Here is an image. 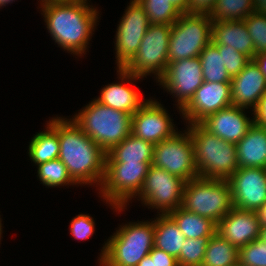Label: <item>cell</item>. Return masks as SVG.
<instances>
[{"label": "cell", "mask_w": 266, "mask_h": 266, "mask_svg": "<svg viewBox=\"0 0 266 266\" xmlns=\"http://www.w3.org/2000/svg\"><path fill=\"white\" fill-rule=\"evenodd\" d=\"M201 60L203 80L213 83H231V77L223 66L222 56L218 48L210 42L199 54Z\"/></svg>", "instance_id": "83f0119b"}, {"label": "cell", "mask_w": 266, "mask_h": 266, "mask_svg": "<svg viewBox=\"0 0 266 266\" xmlns=\"http://www.w3.org/2000/svg\"><path fill=\"white\" fill-rule=\"evenodd\" d=\"M192 137L198 175L227 180L238 168L236 144L220 139L201 123L187 128Z\"/></svg>", "instance_id": "3957f363"}, {"label": "cell", "mask_w": 266, "mask_h": 266, "mask_svg": "<svg viewBox=\"0 0 266 266\" xmlns=\"http://www.w3.org/2000/svg\"><path fill=\"white\" fill-rule=\"evenodd\" d=\"M243 112L244 108L232 105L208 115L200 123L220 139L237 144L254 123Z\"/></svg>", "instance_id": "d6986e66"}, {"label": "cell", "mask_w": 266, "mask_h": 266, "mask_svg": "<svg viewBox=\"0 0 266 266\" xmlns=\"http://www.w3.org/2000/svg\"><path fill=\"white\" fill-rule=\"evenodd\" d=\"M211 237L185 238L177 258L179 266H202L207 244Z\"/></svg>", "instance_id": "1f68e13d"}, {"label": "cell", "mask_w": 266, "mask_h": 266, "mask_svg": "<svg viewBox=\"0 0 266 266\" xmlns=\"http://www.w3.org/2000/svg\"><path fill=\"white\" fill-rule=\"evenodd\" d=\"M185 183L180 177L151 165L137 196L143 204L168 214L182 206Z\"/></svg>", "instance_id": "8fae6325"}, {"label": "cell", "mask_w": 266, "mask_h": 266, "mask_svg": "<svg viewBox=\"0 0 266 266\" xmlns=\"http://www.w3.org/2000/svg\"><path fill=\"white\" fill-rule=\"evenodd\" d=\"M222 56L223 66L227 69L230 77H234L242 71L246 64L251 60L242 52H238L231 46L215 45Z\"/></svg>", "instance_id": "e575fe53"}, {"label": "cell", "mask_w": 266, "mask_h": 266, "mask_svg": "<svg viewBox=\"0 0 266 266\" xmlns=\"http://www.w3.org/2000/svg\"><path fill=\"white\" fill-rule=\"evenodd\" d=\"M254 60L260 67L261 72L266 77V52L255 55Z\"/></svg>", "instance_id": "ab89813d"}, {"label": "cell", "mask_w": 266, "mask_h": 266, "mask_svg": "<svg viewBox=\"0 0 266 266\" xmlns=\"http://www.w3.org/2000/svg\"><path fill=\"white\" fill-rule=\"evenodd\" d=\"M137 266H154V260H152L151 256L148 254L140 260Z\"/></svg>", "instance_id": "ee69618b"}, {"label": "cell", "mask_w": 266, "mask_h": 266, "mask_svg": "<svg viewBox=\"0 0 266 266\" xmlns=\"http://www.w3.org/2000/svg\"><path fill=\"white\" fill-rule=\"evenodd\" d=\"M229 106H232L231 83L204 81L181 112L188 124H193Z\"/></svg>", "instance_id": "2e32d148"}, {"label": "cell", "mask_w": 266, "mask_h": 266, "mask_svg": "<svg viewBox=\"0 0 266 266\" xmlns=\"http://www.w3.org/2000/svg\"><path fill=\"white\" fill-rule=\"evenodd\" d=\"M239 168H266V128L253 123L236 144Z\"/></svg>", "instance_id": "44dd1931"}, {"label": "cell", "mask_w": 266, "mask_h": 266, "mask_svg": "<svg viewBox=\"0 0 266 266\" xmlns=\"http://www.w3.org/2000/svg\"><path fill=\"white\" fill-rule=\"evenodd\" d=\"M216 0H188V14L209 15Z\"/></svg>", "instance_id": "8d00e7d4"}, {"label": "cell", "mask_w": 266, "mask_h": 266, "mask_svg": "<svg viewBox=\"0 0 266 266\" xmlns=\"http://www.w3.org/2000/svg\"><path fill=\"white\" fill-rule=\"evenodd\" d=\"M238 255L239 249L216 232L207 244L202 266H235Z\"/></svg>", "instance_id": "4316f807"}, {"label": "cell", "mask_w": 266, "mask_h": 266, "mask_svg": "<svg viewBox=\"0 0 266 266\" xmlns=\"http://www.w3.org/2000/svg\"><path fill=\"white\" fill-rule=\"evenodd\" d=\"M181 207L218 224L233 208L230 185L227 180L201 177L187 181Z\"/></svg>", "instance_id": "52a82bcc"}, {"label": "cell", "mask_w": 266, "mask_h": 266, "mask_svg": "<svg viewBox=\"0 0 266 266\" xmlns=\"http://www.w3.org/2000/svg\"><path fill=\"white\" fill-rule=\"evenodd\" d=\"M44 132L37 133L29 144V157L37 165L57 159L60 145L57 131L48 123Z\"/></svg>", "instance_id": "484cf974"}, {"label": "cell", "mask_w": 266, "mask_h": 266, "mask_svg": "<svg viewBox=\"0 0 266 266\" xmlns=\"http://www.w3.org/2000/svg\"><path fill=\"white\" fill-rule=\"evenodd\" d=\"M150 23L144 8L132 0L122 17L116 33L118 68H124L136 55Z\"/></svg>", "instance_id": "7c38bea8"}, {"label": "cell", "mask_w": 266, "mask_h": 266, "mask_svg": "<svg viewBox=\"0 0 266 266\" xmlns=\"http://www.w3.org/2000/svg\"><path fill=\"white\" fill-rule=\"evenodd\" d=\"M260 228L256 211L233 207L217 224V233L239 249L257 239Z\"/></svg>", "instance_id": "ac0fdd59"}, {"label": "cell", "mask_w": 266, "mask_h": 266, "mask_svg": "<svg viewBox=\"0 0 266 266\" xmlns=\"http://www.w3.org/2000/svg\"><path fill=\"white\" fill-rule=\"evenodd\" d=\"M154 233V221L121 226L105 243L100 266H137L154 247Z\"/></svg>", "instance_id": "5b68a950"}, {"label": "cell", "mask_w": 266, "mask_h": 266, "mask_svg": "<svg viewBox=\"0 0 266 266\" xmlns=\"http://www.w3.org/2000/svg\"><path fill=\"white\" fill-rule=\"evenodd\" d=\"M182 14L188 13V0H169Z\"/></svg>", "instance_id": "60d3db41"}, {"label": "cell", "mask_w": 266, "mask_h": 266, "mask_svg": "<svg viewBox=\"0 0 266 266\" xmlns=\"http://www.w3.org/2000/svg\"><path fill=\"white\" fill-rule=\"evenodd\" d=\"M253 111L254 124L266 128V93L259 99V102Z\"/></svg>", "instance_id": "f35d334b"}, {"label": "cell", "mask_w": 266, "mask_h": 266, "mask_svg": "<svg viewBox=\"0 0 266 266\" xmlns=\"http://www.w3.org/2000/svg\"><path fill=\"white\" fill-rule=\"evenodd\" d=\"M255 12L266 14V0H254Z\"/></svg>", "instance_id": "7bdbcfd3"}, {"label": "cell", "mask_w": 266, "mask_h": 266, "mask_svg": "<svg viewBox=\"0 0 266 266\" xmlns=\"http://www.w3.org/2000/svg\"><path fill=\"white\" fill-rule=\"evenodd\" d=\"M93 219L84 214H79L70 223V232L75 239L85 240L94 233Z\"/></svg>", "instance_id": "d590c367"}, {"label": "cell", "mask_w": 266, "mask_h": 266, "mask_svg": "<svg viewBox=\"0 0 266 266\" xmlns=\"http://www.w3.org/2000/svg\"><path fill=\"white\" fill-rule=\"evenodd\" d=\"M212 22L207 14H181L171 27L168 63L199 57L211 42Z\"/></svg>", "instance_id": "ba28073f"}, {"label": "cell", "mask_w": 266, "mask_h": 266, "mask_svg": "<svg viewBox=\"0 0 266 266\" xmlns=\"http://www.w3.org/2000/svg\"><path fill=\"white\" fill-rule=\"evenodd\" d=\"M163 88L176 95L181 111L203 84V73L199 57L169 62L165 74L158 80Z\"/></svg>", "instance_id": "4fadbf2b"}, {"label": "cell", "mask_w": 266, "mask_h": 266, "mask_svg": "<svg viewBox=\"0 0 266 266\" xmlns=\"http://www.w3.org/2000/svg\"><path fill=\"white\" fill-rule=\"evenodd\" d=\"M185 238L211 237L217 232V224L206 217L189 212L182 207L168 213Z\"/></svg>", "instance_id": "d4e9b609"}, {"label": "cell", "mask_w": 266, "mask_h": 266, "mask_svg": "<svg viewBox=\"0 0 266 266\" xmlns=\"http://www.w3.org/2000/svg\"><path fill=\"white\" fill-rule=\"evenodd\" d=\"M266 93V77L260 67L251 59L240 73L231 77L232 105L240 108L257 106Z\"/></svg>", "instance_id": "e0dca14e"}, {"label": "cell", "mask_w": 266, "mask_h": 266, "mask_svg": "<svg viewBox=\"0 0 266 266\" xmlns=\"http://www.w3.org/2000/svg\"><path fill=\"white\" fill-rule=\"evenodd\" d=\"M2 224H1V218H0V237H1V234H2V226H1ZM1 239V238H0Z\"/></svg>", "instance_id": "7dc6e473"}, {"label": "cell", "mask_w": 266, "mask_h": 266, "mask_svg": "<svg viewBox=\"0 0 266 266\" xmlns=\"http://www.w3.org/2000/svg\"><path fill=\"white\" fill-rule=\"evenodd\" d=\"M131 118V114L94 99L73 117V121L107 153L131 134Z\"/></svg>", "instance_id": "277c9868"}, {"label": "cell", "mask_w": 266, "mask_h": 266, "mask_svg": "<svg viewBox=\"0 0 266 266\" xmlns=\"http://www.w3.org/2000/svg\"><path fill=\"white\" fill-rule=\"evenodd\" d=\"M37 168L40 181L48 187L76 184L70 177L67 167L59 158L42 163Z\"/></svg>", "instance_id": "4dcf8cb0"}, {"label": "cell", "mask_w": 266, "mask_h": 266, "mask_svg": "<svg viewBox=\"0 0 266 266\" xmlns=\"http://www.w3.org/2000/svg\"><path fill=\"white\" fill-rule=\"evenodd\" d=\"M144 8L150 24L175 23L182 14L169 0H137Z\"/></svg>", "instance_id": "f546056e"}, {"label": "cell", "mask_w": 266, "mask_h": 266, "mask_svg": "<svg viewBox=\"0 0 266 266\" xmlns=\"http://www.w3.org/2000/svg\"><path fill=\"white\" fill-rule=\"evenodd\" d=\"M171 121L163 106L150 99L132 115L131 134L154 145L176 133Z\"/></svg>", "instance_id": "9a60e30c"}, {"label": "cell", "mask_w": 266, "mask_h": 266, "mask_svg": "<svg viewBox=\"0 0 266 266\" xmlns=\"http://www.w3.org/2000/svg\"><path fill=\"white\" fill-rule=\"evenodd\" d=\"M49 124L57 131L60 151L58 158L76 184L97 183L101 186L105 174L106 152L73 121L53 118Z\"/></svg>", "instance_id": "6da1fadb"}, {"label": "cell", "mask_w": 266, "mask_h": 266, "mask_svg": "<svg viewBox=\"0 0 266 266\" xmlns=\"http://www.w3.org/2000/svg\"><path fill=\"white\" fill-rule=\"evenodd\" d=\"M172 25L150 24L133 59L118 68L122 80H139L150 73L160 79L168 67V47Z\"/></svg>", "instance_id": "8992f818"}, {"label": "cell", "mask_w": 266, "mask_h": 266, "mask_svg": "<svg viewBox=\"0 0 266 266\" xmlns=\"http://www.w3.org/2000/svg\"><path fill=\"white\" fill-rule=\"evenodd\" d=\"M241 266H266V243L259 238L239 248Z\"/></svg>", "instance_id": "836d02e7"}, {"label": "cell", "mask_w": 266, "mask_h": 266, "mask_svg": "<svg viewBox=\"0 0 266 266\" xmlns=\"http://www.w3.org/2000/svg\"><path fill=\"white\" fill-rule=\"evenodd\" d=\"M42 1H62V0H42Z\"/></svg>", "instance_id": "c3c4849f"}, {"label": "cell", "mask_w": 266, "mask_h": 266, "mask_svg": "<svg viewBox=\"0 0 266 266\" xmlns=\"http://www.w3.org/2000/svg\"><path fill=\"white\" fill-rule=\"evenodd\" d=\"M211 42L214 45H228L254 59L253 40L250 38L244 20L212 22Z\"/></svg>", "instance_id": "ffe728a7"}, {"label": "cell", "mask_w": 266, "mask_h": 266, "mask_svg": "<svg viewBox=\"0 0 266 266\" xmlns=\"http://www.w3.org/2000/svg\"><path fill=\"white\" fill-rule=\"evenodd\" d=\"M227 181L233 207L257 211L266 202V168H238Z\"/></svg>", "instance_id": "5bb4252c"}, {"label": "cell", "mask_w": 266, "mask_h": 266, "mask_svg": "<svg viewBox=\"0 0 266 266\" xmlns=\"http://www.w3.org/2000/svg\"><path fill=\"white\" fill-rule=\"evenodd\" d=\"M244 21L253 40L254 55L266 52V14L253 12Z\"/></svg>", "instance_id": "d6a6232c"}, {"label": "cell", "mask_w": 266, "mask_h": 266, "mask_svg": "<svg viewBox=\"0 0 266 266\" xmlns=\"http://www.w3.org/2000/svg\"><path fill=\"white\" fill-rule=\"evenodd\" d=\"M11 1H14V0H0V7L5 6L6 4L10 3Z\"/></svg>", "instance_id": "bcb514c9"}, {"label": "cell", "mask_w": 266, "mask_h": 266, "mask_svg": "<svg viewBox=\"0 0 266 266\" xmlns=\"http://www.w3.org/2000/svg\"><path fill=\"white\" fill-rule=\"evenodd\" d=\"M149 255L154 260V266H179L175 257L155 247L152 248Z\"/></svg>", "instance_id": "74e56055"}, {"label": "cell", "mask_w": 266, "mask_h": 266, "mask_svg": "<svg viewBox=\"0 0 266 266\" xmlns=\"http://www.w3.org/2000/svg\"><path fill=\"white\" fill-rule=\"evenodd\" d=\"M152 165L186 182L199 177L189 130L154 144Z\"/></svg>", "instance_id": "30bf717a"}, {"label": "cell", "mask_w": 266, "mask_h": 266, "mask_svg": "<svg viewBox=\"0 0 266 266\" xmlns=\"http://www.w3.org/2000/svg\"><path fill=\"white\" fill-rule=\"evenodd\" d=\"M86 2L87 0L40 2L53 40L64 50L80 56L87 49L98 19V11Z\"/></svg>", "instance_id": "7a4b0ae2"}, {"label": "cell", "mask_w": 266, "mask_h": 266, "mask_svg": "<svg viewBox=\"0 0 266 266\" xmlns=\"http://www.w3.org/2000/svg\"><path fill=\"white\" fill-rule=\"evenodd\" d=\"M103 105L131 115L135 114L146 102L134 88L122 83L109 84L101 90L96 99Z\"/></svg>", "instance_id": "603a6c76"}, {"label": "cell", "mask_w": 266, "mask_h": 266, "mask_svg": "<svg viewBox=\"0 0 266 266\" xmlns=\"http://www.w3.org/2000/svg\"><path fill=\"white\" fill-rule=\"evenodd\" d=\"M153 144L130 134L106 153L105 163H152Z\"/></svg>", "instance_id": "7402d4cb"}, {"label": "cell", "mask_w": 266, "mask_h": 266, "mask_svg": "<svg viewBox=\"0 0 266 266\" xmlns=\"http://www.w3.org/2000/svg\"><path fill=\"white\" fill-rule=\"evenodd\" d=\"M152 163H105L100 186L103 199L122 211L128 200L139 194Z\"/></svg>", "instance_id": "9c48e42d"}, {"label": "cell", "mask_w": 266, "mask_h": 266, "mask_svg": "<svg viewBox=\"0 0 266 266\" xmlns=\"http://www.w3.org/2000/svg\"><path fill=\"white\" fill-rule=\"evenodd\" d=\"M261 227H266V202L256 211Z\"/></svg>", "instance_id": "b9f144b4"}, {"label": "cell", "mask_w": 266, "mask_h": 266, "mask_svg": "<svg viewBox=\"0 0 266 266\" xmlns=\"http://www.w3.org/2000/svg\"><path fill=\"white\" fill-rule=\"evenodd\" d=\"M154 226V247L177 259L185 236L175 221L168 214H159V217L154 220Z\"/></svg>", "instance_id": "cb8c5ba5"}, {"label": "cell", "mask_w": 266, "mask_h": 266, "mask_svg": "<svg viewBox=\"0 0 266 266\" xmlns=\"http://www.w3.org/2000/svg\"><path fill=\"white\" fill-rule=\"evenodd\" d=\"M261 241H264L266 243V227L260 228V233L258 237Z\"/></svg>", "instance_id": "f6af8a7d"}, {"label": "cell", "mask_w": 266, "mask_h": 266, "mask_svg": "<svg viewBox=\"0 0 266 266\" xmlns=\"http://www.w3.org/2000/svg\"><path fill=\"white\" fill-rule=\"evenodd\" d=\"M255 12L254 0H216L209 14L213 22L244 20Z\"/></svg>", "instance_id": "f1b7e54d"}]
</instances>
